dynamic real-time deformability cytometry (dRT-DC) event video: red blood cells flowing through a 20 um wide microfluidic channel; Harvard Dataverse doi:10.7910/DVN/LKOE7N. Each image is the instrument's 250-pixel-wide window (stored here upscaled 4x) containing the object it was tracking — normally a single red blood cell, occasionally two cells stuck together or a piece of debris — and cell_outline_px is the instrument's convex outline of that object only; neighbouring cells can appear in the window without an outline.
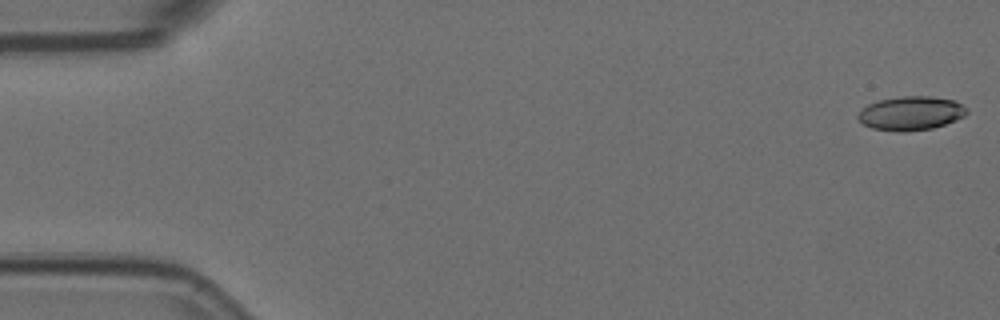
{"species": "Egyptian fruit bat (a non-hibernating species)", "species_latin": "Rousettus aegyptiacus", "temperature_condition": "room temperature", "stored_images_in_passage": 53, "camera_frame_rate_fps": 3000, "um_per_image_px": 0.085, "animal": {"sex": "female"}, "frame": {"image": 1, "passage_image": 1, "time_ms": 0.0, "image_size_px": [1000, 320], "cell_outline_px": [[968, 112], [964, 116], [956, 120], [932, 128], [904, 132], [896, 132], [872, 128], [864, 124], [856, 116], [868, 104], [880, 100], [900, 96], [932, 96], [956, 100], [968, 108]], "centroid_in_image_um": [77.46, 9.62], "position_along_channel_um": 7.5, "area_um2": 21.56}}
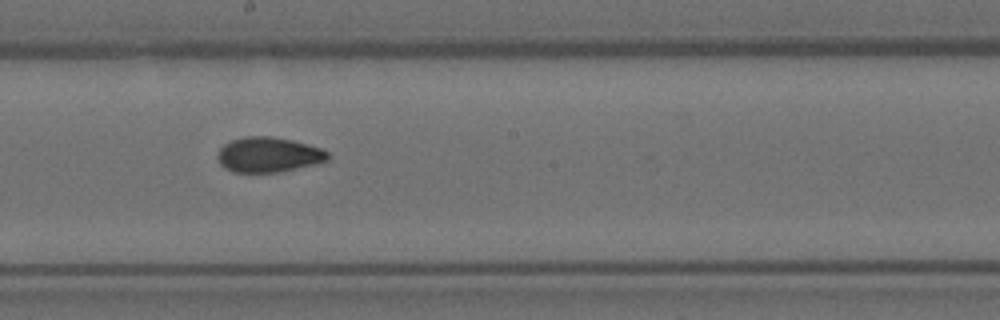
{"frame": {"image": 2, "passage_image": 31, "time_ms": 10.0, "image_size_px": [1000, 320], "cell_outline_px": [[328, 160], [312, 164], [276, 172], [232, 172], [224, 168], [220, 164], [216, 156], [216, 152], [224, 144], [232, 140], [244, 136], [272, 136], [292, 140], [324, 148], [328, 152]], "centroid_in_image_um": [22.77, 13.13], "position_along_channel_um": 225.4, "area_um2": 22.54}}
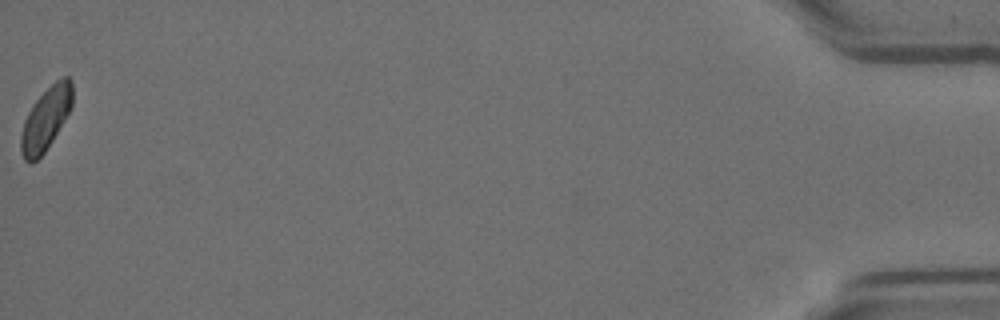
{"frame": {"image": 3, "passage_image": 53, "time_ms": 17.333, "image_size_px": [1000, 320], "cell_outline_px": [[72, 108], [52, 140], [44, 152], [32, 164], [24, 160], [20, 152], [20, 136], [24, 120], [32, 104], [56, 80], [64, 76], [68, 76], [72, 80]], "centroid_in_image_um": [3.88, 10.11], "position_along_channel_um": 431.3, "area_um2": 18.84}, "authors_computed_cell_mechanics": {"area_um2": 22.3108, "velocity_mm_per_s": 3.5897, "shape_relaxation_time_tau1_ms": 4.1024, "shape_relaxation_time_tau2_ms": 1.6131, "deformation_change_tau1": 0.1488, "deformation_change_tau2": 0.0681}}